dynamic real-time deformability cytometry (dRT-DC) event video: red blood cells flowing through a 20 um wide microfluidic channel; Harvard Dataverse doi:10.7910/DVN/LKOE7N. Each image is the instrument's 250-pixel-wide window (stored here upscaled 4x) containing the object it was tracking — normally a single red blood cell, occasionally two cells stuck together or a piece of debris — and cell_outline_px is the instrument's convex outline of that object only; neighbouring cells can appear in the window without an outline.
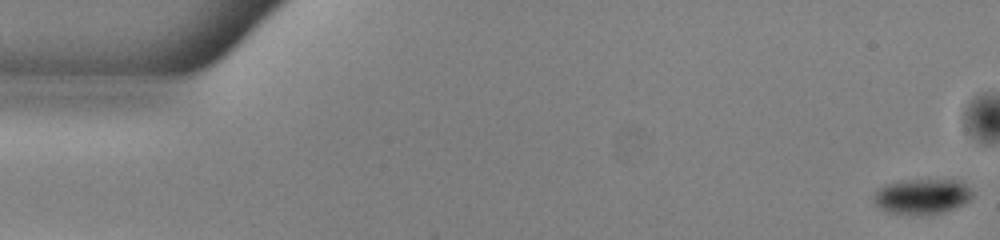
{"species": "common noctule bat (a hibernating species)", "species_latin": "Nyctalus noctula", "temperature_condition": "warm", "stored_images_in_passage": 46, "camera_frame_rate_fps": 3000, "um_per_image_px": 0.085, "animal": {"sex": "male", "body_mass_g": 13.0, "forearm_length_mm": 53.1}, "frame": {"image": 1, "passage_image": 1, "time_ms": 0.0, "image_size_px": [1000, 240], "cell_outline_px": [[972, 196], [964, 204], [944, 212], [920, 216], [916, 216], [888, 212], [880, 208], [872, 200], [872, 196], [876, 188], [884, 184], [908, 180], [960, 180], [972, 192]], "centroid_in_image_um": [78.32, 16.71], "position_along_channel_um": 6.7, "area_um2": 20.58}}
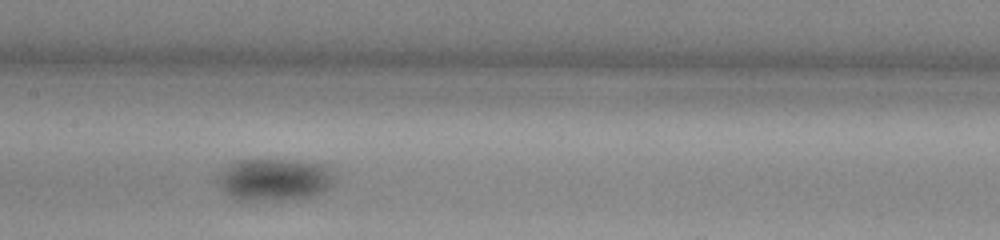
{"frame": {"image": 2, "passage_image": 26, "time_ms": 8.333, "image_size_px": [1000, 240], "cell_outline_px": [[336, 180], [324, 192], [312, 196], [268, 200], [236, 200], [220, 188], [220, 176], [224, 168], [228, 164], [240, 160], [280, 160], [320, 164], [332, 168]], "centroid_in_image_um": [23.36, 15.27], "position_along_channel_um": 184.0, "area_um2": 28.26}}
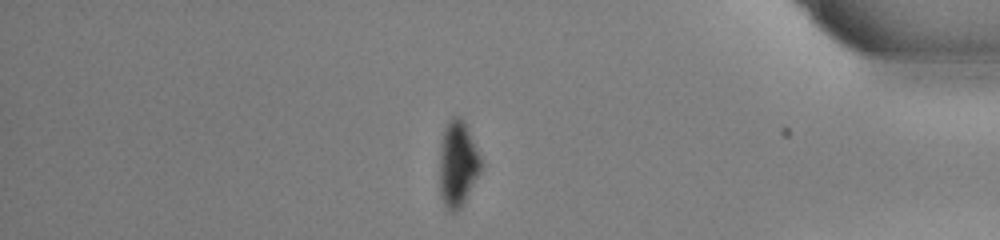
{"frame": {"image": 3, "passage_image": 45, "time_ms": 14.667, "image_size_px": [1000, 240], "cell_outline_px": [[480, 172], [460, 208], [456, 212], [448, 212], [440, 196], [440, 148], [444, 128], [448, 120], [452, 116], [460, 116], [464, 120], [480, 156]], "centroid_in_image_um": [38.88, 13.92], "position_along_channel_um": 396.3, "area_um2": 20.52}}